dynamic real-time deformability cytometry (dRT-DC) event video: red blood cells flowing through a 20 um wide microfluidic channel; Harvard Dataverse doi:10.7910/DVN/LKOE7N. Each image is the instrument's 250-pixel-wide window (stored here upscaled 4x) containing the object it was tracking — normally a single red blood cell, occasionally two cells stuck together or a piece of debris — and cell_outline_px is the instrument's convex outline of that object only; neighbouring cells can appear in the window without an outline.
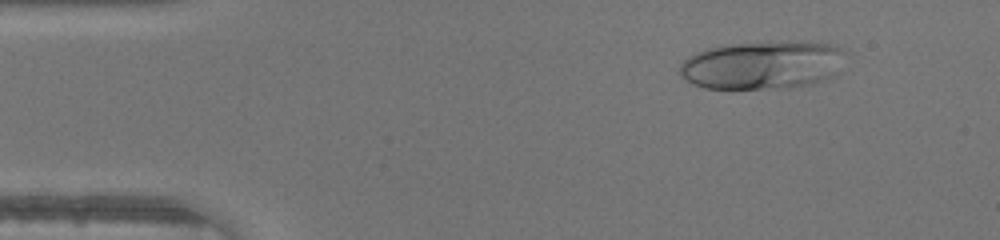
{"species": "human", "species_latin": "Homo sapiens", "temperature_condition": "warm", "stored_images_in_passage": 45, "camera_frame_rate_fps": 3000, "um_per_image_px": 0.085, "donor": {"sex": "male"}, "frame": {"image": 1, "passage_image": 5, "time_ms": 1.333, "image_size_px": [1000, 240], "cell_outline_px": [[852, 52], [836, 76], [828, 80], [812, 84], [788, 88], [704, 88], [692, 84], [684, 80], [680, 76], [680, 64], [688, 56], [696, 52], [708, 48], [724, 44], [800, 40], [832, 44]], "centroid_in_image_um": [64.94, 5.51], "position_along_channel_um": 20.1, "area_um2": 48.21}}
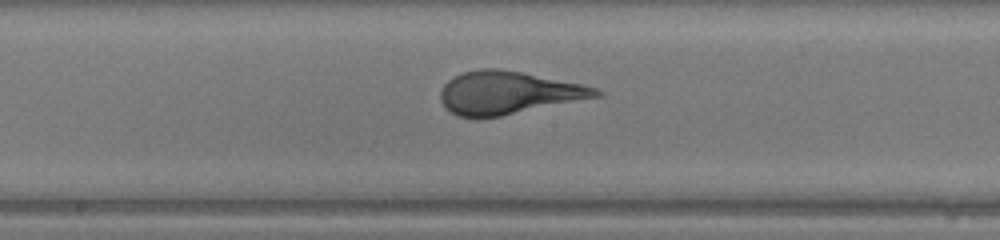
{"frame": {"image": 2, "passage_image": 23, "time_ms": 7.333, "image_size_px": [1000, 240], "cell_outline_px": [[604, 96], [500, 116], [456, 116], [444, 108], [440, 100], [440, 88], [452, 76], [464, 72], [480, 68], [500, 68], [524, 72], [600, 88], [604, 92]], "centroid_in_image_um": [43.22, 7.87], "position_along_channel_um": 205.0, "area_um2": 39.13}}
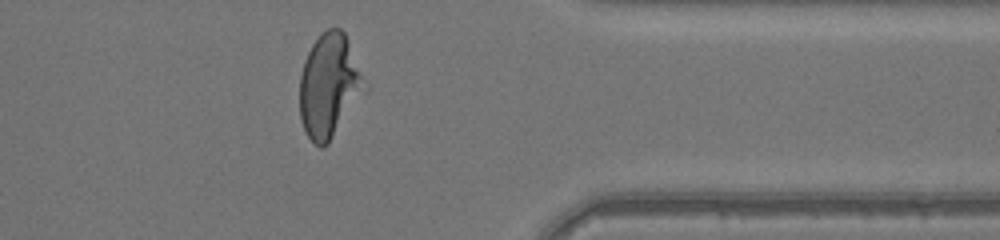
{"frame": {"image": 3, "passage_image": 36, "time_ms": 11.667, "image_size_px": [1000, 240], "cell_outline_px": [[368, 92], [328, 144], [324, 148], [320, 148], [308, 136], [300, 120], [300, 76], [304, 60], [312, 44], [320, 32], [328, 28], [340, 28], [344, 32], [348, 40], [368, 84]], "centroid_in_image_um": [28.03, 7.31], "position_along_channel_um": 383.4, "area_um2": 40.11}}